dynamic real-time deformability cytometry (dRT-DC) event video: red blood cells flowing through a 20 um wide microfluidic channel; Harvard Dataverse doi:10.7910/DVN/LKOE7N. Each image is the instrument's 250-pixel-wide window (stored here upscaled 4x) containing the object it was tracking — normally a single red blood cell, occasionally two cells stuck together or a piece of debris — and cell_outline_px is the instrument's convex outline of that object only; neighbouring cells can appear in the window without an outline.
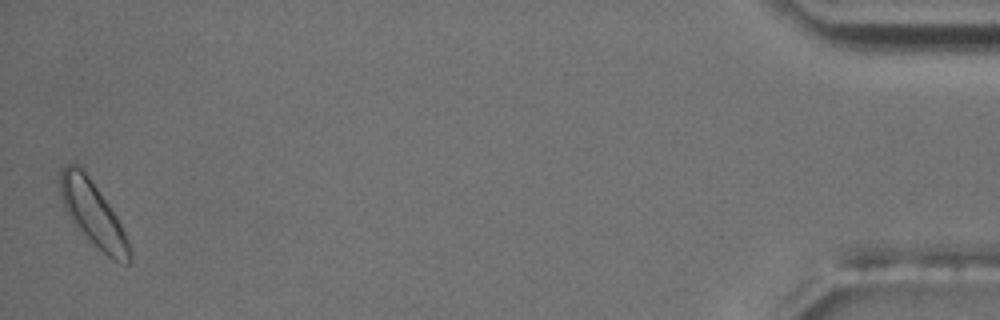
{"species": "common noctule bat (a hibernating species)", "species_latin": "Nyctalus noctula", "temperature_condition": "room temperature", "stored_images_in_passage": 52, "camera_frame_rate_fps": 3000, "um_per_image_px": 0.085, "animal": {"sex": "male", "body_mass_g": 17.5, "forearm_length_mm": 52.3}, "frame": {"image": 1, "passage_image": 52, "time_ms": 17.0, "image_size_px": [1000, 320], "cell_outline_px": [[132, 256], [128, 264], [124, 264], [108, 256], [80, 232], [76, 228], [64, 208], [60, 196], [60, 168], [64, 164], [76, 160], [84, 168], [116, 216], [128, 240], [132, 252]], "centroid_in_image_um": [7.86, 18.08], "position_along_channel_um": 427.3, "area_um2": 26.36}, "authors_computed_cell_mechanics": {"area_um2": 20.8369, "velocity_mm_per_s": 3.6441, "shape_relaxation_time_tau1_ms": 7.4979, "shape_relaxation_time_tau2_ms": 9.964, "deformation_change_tau1": 0.1468, "deformation_change_tau2": 0.0967}}